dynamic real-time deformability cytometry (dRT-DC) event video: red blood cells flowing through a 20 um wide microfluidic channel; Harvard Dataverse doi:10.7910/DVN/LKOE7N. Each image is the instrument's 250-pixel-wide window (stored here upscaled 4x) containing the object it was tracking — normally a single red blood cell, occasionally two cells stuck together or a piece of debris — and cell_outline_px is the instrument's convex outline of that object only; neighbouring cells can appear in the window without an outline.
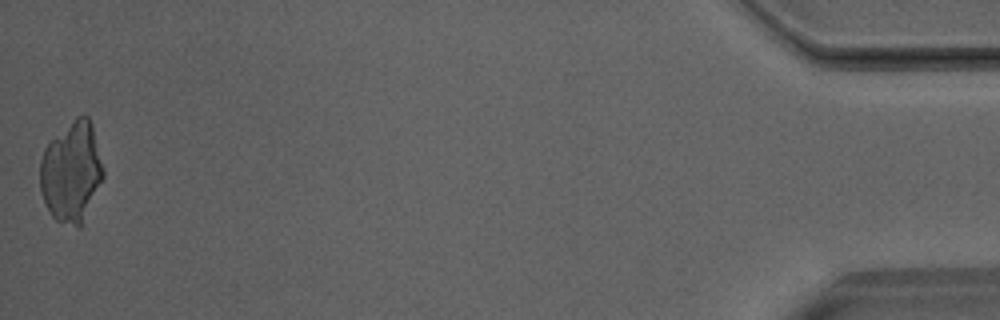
{"species": "Egyptian fruit bat (a non-hibernating species)", "species_latin": "Rousettus aegyptiacus", "temperature_condition": "room temperature", "stored_images_in_passage": 45, "camera_frame_rate_fps": 3000, "um_per_image_px": 0.085, "animal": {"sex": "male"}, "frame": {"image": 1, "passage_image": 45, "time_ms": 14.667, "image_size_px": [1000, 320], "cell_outline_px": [[104, 176], [80, 228], [76, 228], [56, 220], [52, 216], [40, 192], [40, 160], [44, 148], [76, 116], [84, 112], [88, 116], [92, 124], [104, 168]], "centroid_in_image_um": [6.08, 14.61], "position_along_channel_um": 429.1, "area_um2": 36.99}}